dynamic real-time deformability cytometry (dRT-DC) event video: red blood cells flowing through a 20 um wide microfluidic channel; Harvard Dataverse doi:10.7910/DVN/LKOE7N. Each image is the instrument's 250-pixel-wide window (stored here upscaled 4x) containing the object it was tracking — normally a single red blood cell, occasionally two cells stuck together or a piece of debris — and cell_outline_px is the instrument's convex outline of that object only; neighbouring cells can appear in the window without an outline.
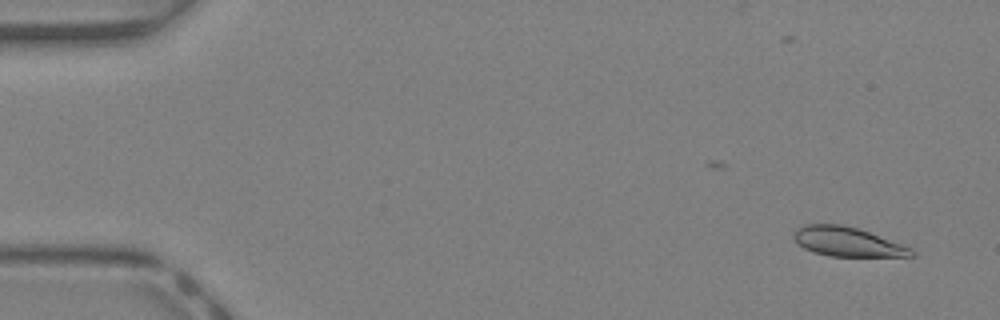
{"species": "Egyptian fruit bat (a non-hibernating species)", "species_latin": "Rousettus aegyptiacus", "temperature_condition": "warm", "stored_images_in_passage": 34, "camera_frame_rate_fps": 3000, "um_per_image_px": 0.085, "animal": {"sex": "female"}, "frame": {"image": 1, "passage_image": 2, "time_ms": 0.333, "image_size_px": [1000, 320], "cell_outline_px": [[916, 256], [828, 256], [812, 252], [796, 244], [792, 236], [796, 228], [804, 224], [840, 224], [856, 228], [868, 232], [912, 248], [916, 252]], "centroid_in_image_um": [71.97, 20.55], "position_along_channel_um": 13.0, "area_um2": 20.11}}
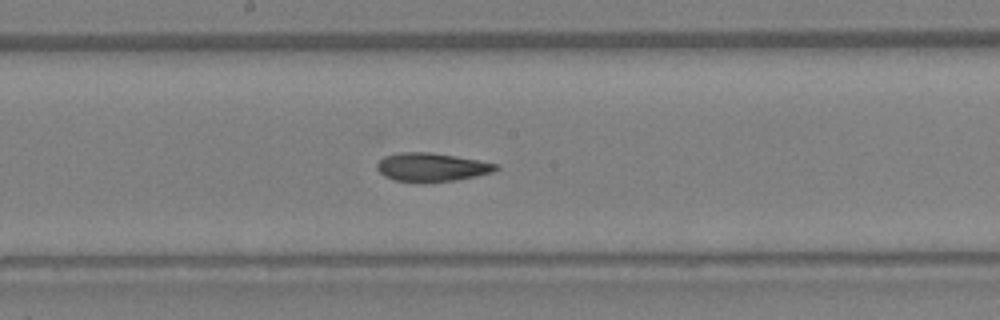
{"frame": {"image": 2, "passage_image": 22, "time_ms": 7.0, "image_size_px": [1000, 320], "cell_outline_px": [[500, 168], [492, 172], [476, 176], [456, 180], [396, 180], [384, 176], [376, 168], [376, 164], [384, 156], [400, 152], [432, 152], [456, 156], [500, 164]], "centroid_in_image_um": [36.72, 14.17], "position_along_channel_um": 211.5, "area_um2": 19.31}}
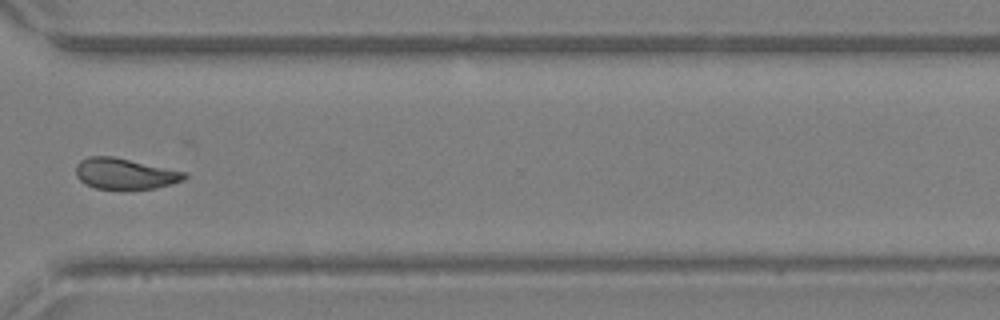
{"frame": {"image": 3, "passage_image": 31, "time_ms": 10.0, "image_size_px": [1000, 320], "cell_outline_px": [[188, 176], [184, 180], [172, 184], [156, 188], [96, 188], [84, 184], [76, 176], [76, 164], [80, 160], [88, 156], [112, 156], [188, 172]], "centroid_in_image_um": [10.63, 14.75], "position_along_channel_um": 360.0, "area_um2": 19.54}, "authors_computed_cell_mechanics": {"area_um2": 20.1722, "velocity_mm_per_s": 4.953, "shape_relaxation_time_tau1_ms": null, "shape_relaxation_time_tau2_ms": 2.741, "deformation_change_tau1": null, "deformation_change_tau2": 0.0748}}